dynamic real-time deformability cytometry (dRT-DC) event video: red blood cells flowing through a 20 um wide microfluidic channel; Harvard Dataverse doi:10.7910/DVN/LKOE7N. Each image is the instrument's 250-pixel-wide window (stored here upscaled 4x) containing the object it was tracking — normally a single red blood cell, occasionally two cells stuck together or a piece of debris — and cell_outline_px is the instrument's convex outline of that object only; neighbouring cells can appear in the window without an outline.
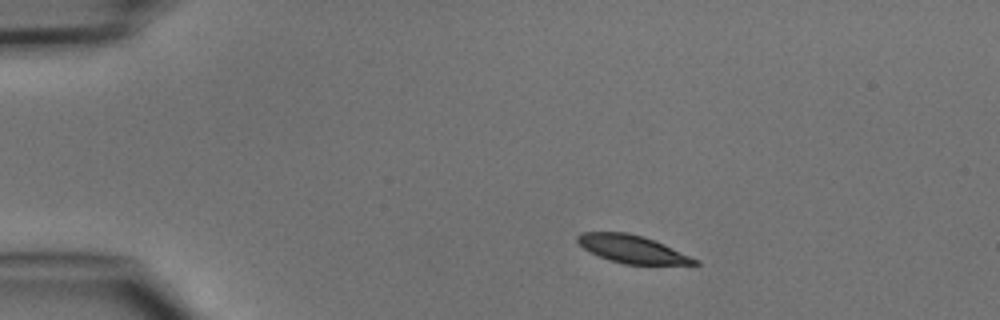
{"species": "common noctule bat (a hibernating species)", "species_latin": "Nyctalus noctula", "temperature_condition": "cold", "stored_images_in_passage": 3, "camera_frame_rate_fps": 3000, "um_per_image_px": 0.085, "animal": {"sex": "male", "body_mass_g": 15.6}, "frame": {"image": 1, "passage_image": 1, "time_ms": 0.0, "image_size_px": [1000, 320], "cell_outline_px": [[700, 264], [624, 264], [600, 256], [584, 248], [576, 240], [576, 236], [580, 232], [628, 232], [644, 236], [664, 244], [700, 260]], "centroid_in_image_um": [53.75, 21.15], "position_along_channel_um": 31.2, "area_um2": 18.79}}